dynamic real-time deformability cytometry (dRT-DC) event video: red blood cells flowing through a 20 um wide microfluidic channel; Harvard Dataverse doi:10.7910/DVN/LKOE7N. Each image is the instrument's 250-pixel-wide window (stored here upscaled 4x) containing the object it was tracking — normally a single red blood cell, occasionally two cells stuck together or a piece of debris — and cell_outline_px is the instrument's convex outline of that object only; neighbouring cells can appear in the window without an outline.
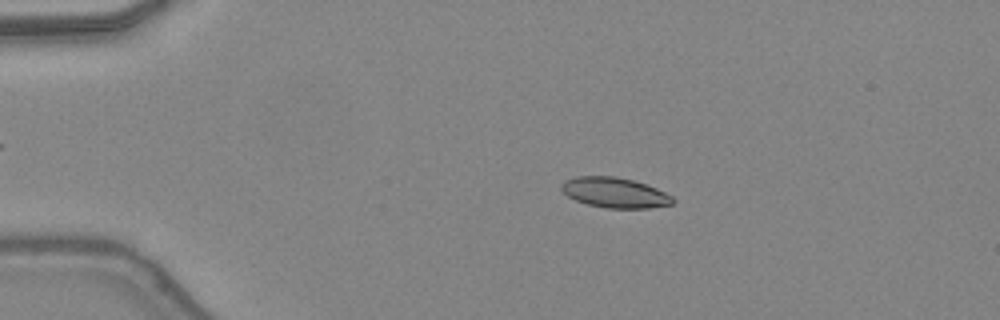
{"species": "common noctule bat (a hibernating species)", "species_latin": "Nyctalus noctula", "temperature_condition": "warm", "stored_images_in_passage": 47, "camera_frame_rate_fps": 3000, "um_per_image_px": 0.085, "animal": {"sex": "female", "body_mass_g": 24.6, "forearm_length_mm": 56.2}, "frame": {"image": 1, "passage_image": 10, "time_ms": 3.0, "image_size_px": [1000, 320], "cell_outline_px": [[676, 200], [672, 204], [648, 208], [604, 208], [588, 204], [576, 200], [568, 196], [560, 188], [560, 184], [564, 180], [576, 176], [616, 176], [632, 180], [656, 188], [672, 196]], "centroid_in_image_um": [52.23, 16.37], "position_along_channel_um": 32.8, "area_um2": 19.59}}
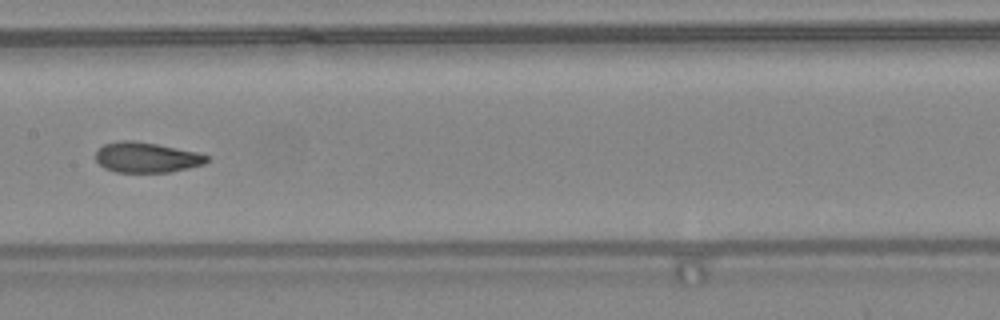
{"frame": {"image": 2, "passage_image": 25, "time_ms": 8.0, "image_size_px": [1000, 320], "cell_outline_px": [[208, 160], [204, 164], [172, 172], [116, 172], [104, 168], [96, 160], [96, 152], [104, 144], [120, 140], [132, 140], [156, 144], [196, 152], [208, 156]], "centroid_in_image_um": [12.44, 13.38], "position_along_channel_um": 195.0, "area_um2": 19.48}}
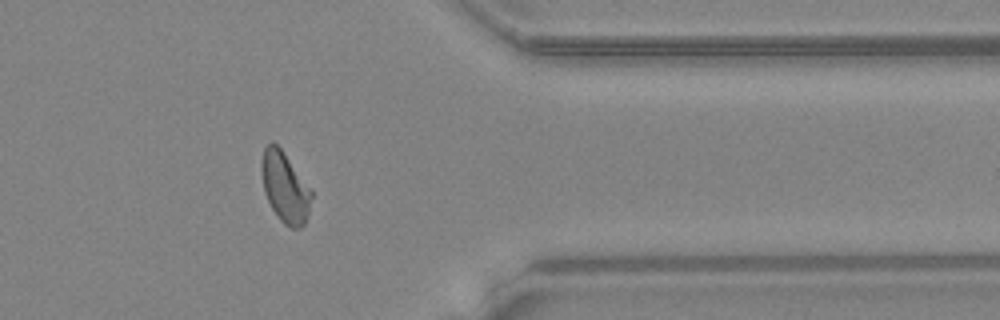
{"frame": {"image": 3, "passage_image": 39, "time_ms": 12.667, "image_size_px": [1000, 320], "cell_outline_px": [[312, 196], [308, 212], [304, 224], [300, 228], [292, 228], [284, 224], [280, 220], [272, 208], [264, 192], [260, 172], [260, 160], [264, 148], [272, 140], [284, 152], [312, 192]], "centroid_in_image_um": [24.18, 15.89], "position_along_channel_um": 387.2, "area_um2": 20.35}, "authors_computed_cell_mechanics": {"area_um2": 20.0566, "velocity_mm_per_s": 4.4131, "shape_relaxation_time_tau1_ms": 4.6119, "shape_relaxation_time_tau2_ms": 1.0262, "deformation_change_tau1": 0.149, "deformation_change_tau2": 0.0762}}